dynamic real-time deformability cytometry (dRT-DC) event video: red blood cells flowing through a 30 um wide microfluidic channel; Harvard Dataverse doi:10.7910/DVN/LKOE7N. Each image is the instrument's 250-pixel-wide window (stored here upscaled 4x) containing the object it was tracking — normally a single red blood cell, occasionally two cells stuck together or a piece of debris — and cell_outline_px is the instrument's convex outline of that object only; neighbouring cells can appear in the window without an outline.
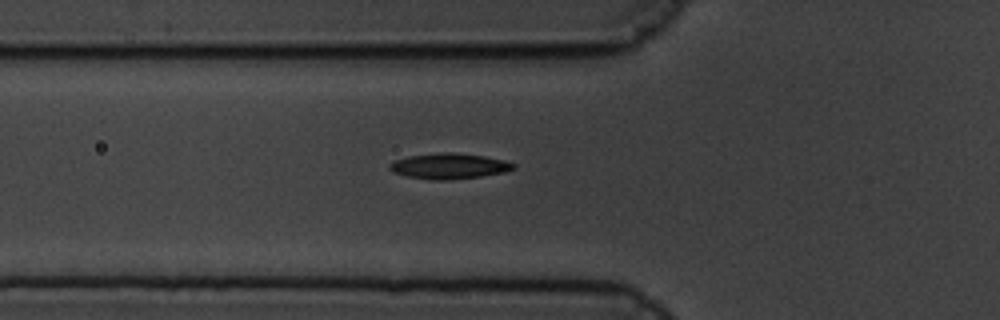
{"species": "common noctule bat (a hibernating species)", "species_latin": "Nyctalus noctula", "temperature_condition": "cold", "stored_images_in_passage": 45, "camera_frame_rate_fps": 3000, "um_per_image_px": 0.085, "animal": {"sex": "male", "body_mass_g": 19.5, "forearm_length_mm": 54.6}, "frame": {"image": 1, "passage_image": 6, "time_ms": 1.667, "image_size_px": [1000, 320], "cell_outline_px": [[516, 168], [504, 172], [480, 176], [448, 180], [432, 180], [408, 176], [392, 172], [388, 168], [388, 164], [392, 160], [408, 156], [448, 152], [452, 152], [484, 156], [504, 160], [516, 164]], "centroid_in_image_um": [38.14, 14.11], "position_along_channel_um": 87.7, "area_um2": 18.44}}
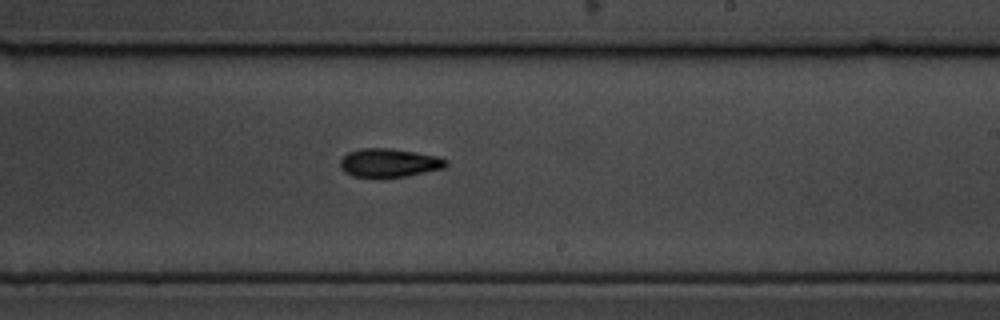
{"frame": {"image": 2, "passage_image": 21, "time_ms": 6.667, "image_size_px": [1000, 320], "cell_outline_px": [[448, 164], [444, 168], [384, 180], [380, 180], [352, 176], [344, 172], [340, 168], [340, 160], [348, 152], [360, 148], [388, 148], [416, 152], [440, 156], [448, 160]], "centroid_in_image_um": [33.05, 13.87], "position_along_channel_um": 256.0, "area_um2": 18.26}}
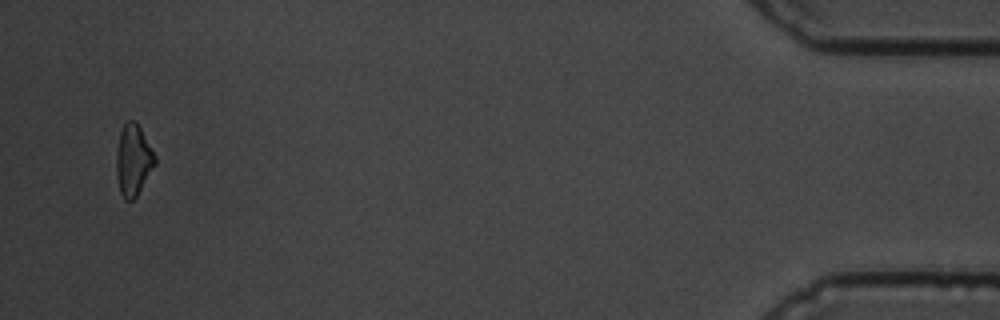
{"frame": {"image": 3, "passage_image": 43, "time_ms": 14.0, "image_size_px": [1000, 320], "cell_outline_px": [[156, 164], [136, 196], [132, 200], [124, 200], [120, 192], [116, 172], [116, 152], [120, 132], [124, 124], [128, 120], [136, 120], [156, 156]], "centroid_in_image_um": [11.32, 13.59], "position_along_channel_um": 423.9, "area_um2": 16.01}}